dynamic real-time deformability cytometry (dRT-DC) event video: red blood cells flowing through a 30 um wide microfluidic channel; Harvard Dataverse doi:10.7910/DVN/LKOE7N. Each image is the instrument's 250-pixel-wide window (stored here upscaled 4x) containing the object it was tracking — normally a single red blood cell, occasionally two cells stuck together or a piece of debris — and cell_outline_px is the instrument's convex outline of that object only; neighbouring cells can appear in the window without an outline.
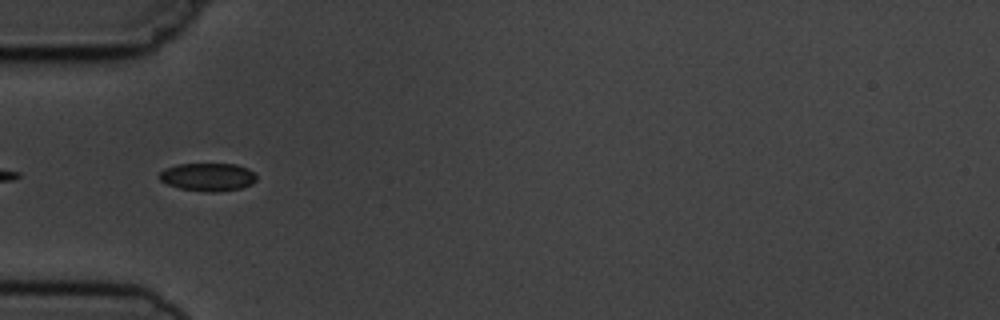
{"species": "common noctule bat (a hibernating species)", "species_latin": "Nyctalus noctula", "temperature_condition": "cold", "stored_images_in_passage": 6, "camera_frame_rate_fps": 3000, "um_per_image_px": 0.085, "animal": {"sex": "male", "body_mass_g": 19.5, "forearm_length_mm": 54.6}, "frame": {"image": 1, "passage_image": 4, "time_ms": 3.333, "image_size_px": [1000, 320], "cell_outline_px": [[256, 180], [252, 184], [240, 188], [216, 192], [208, 192], [180, 188], [168, 184], [160, 180], [156, 176], [164, 168], [176, 164], [236, 164], [248, 168], [256, 176]], "centroid_in_image_um": [17.64, 15.03], "position_along_channel_um": 67.4, "area_um2": 15.9}}
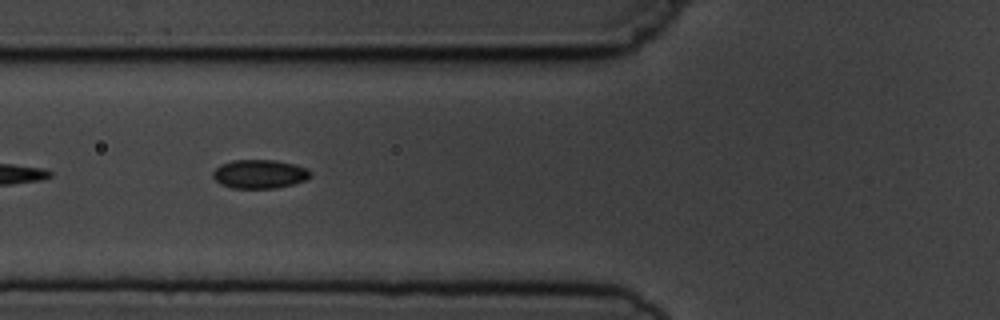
{"frame": {"image": 2, "passage_image": 5, "time_ms": 4.333, "image_size_px": [1000, 320], "cell_outline_px": [[312, 176], [304, 180], [292, 184], [276, 188], [232, 188], [220, 184], [212, 176], [212, 172], [220, 164], [232, 160], [272, 160], [296, 164], [308, 168], [312, 172]], "centroid_in_image_um": [22.07, 14.78], "position_along_channel_um": 103.7, "area_um2": 16.47}}
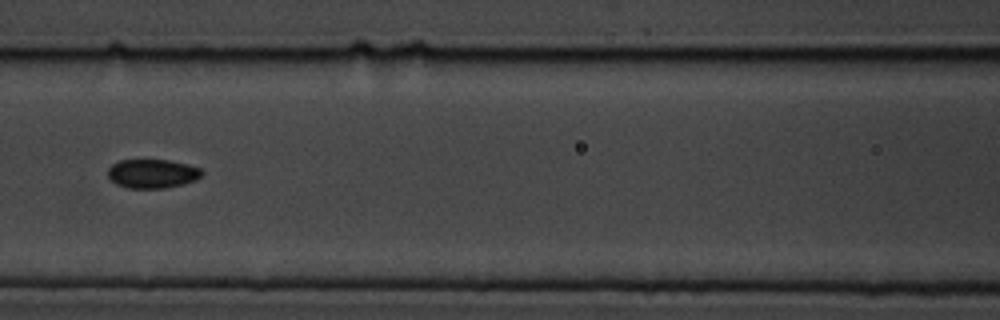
{"frame": {"image": 3, "passage_image": 6, "time_ms": 5.667, "image_size_px": [1000, 320], "cell_outline_px": [[204, 172], [196, 180], [184, 184], [164, 188], [128, 188], [116, 184], [108, 176], [108, 168], [112, 164], [120, 160], [168, 160], [188, 164], [200, 168]], "centroid_in_image_um": [12.96, 14.76], "position_along_channel_um": 153.6, "area_um2": 15.9}}